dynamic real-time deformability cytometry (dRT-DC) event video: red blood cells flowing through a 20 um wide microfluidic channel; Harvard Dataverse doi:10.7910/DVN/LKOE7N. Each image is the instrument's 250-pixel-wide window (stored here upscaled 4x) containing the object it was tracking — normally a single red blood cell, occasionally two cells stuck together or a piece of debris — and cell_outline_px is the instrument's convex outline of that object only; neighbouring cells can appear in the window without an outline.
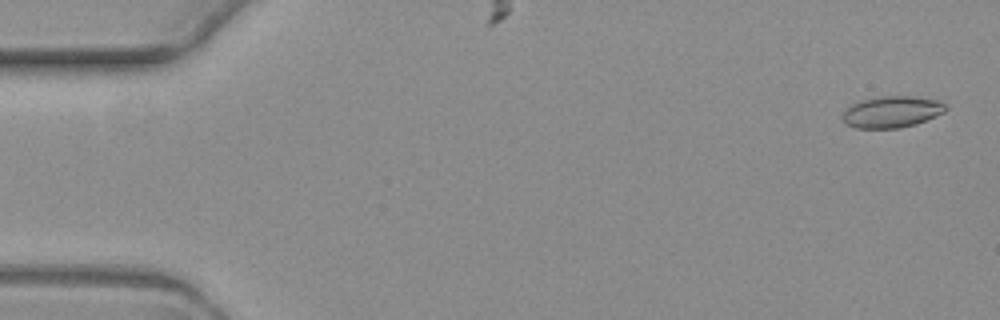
{"species": "common noctule bat (a hibernating species)", "species_latin": "Nyctalus noctula", "temperature_condition": "warm", "stored_images_in_passage": 5, "camera_frame_rate_fps": 3000, "um_per_image_px": 0.085, "animal": {"sex": "female", "body_mass_g": 19.3, "forearm_length_mm": 54.1}, "frame": {"image": 1, "passage_image": 1, "time_ms": 0.0, "image_size_px": [1000, 320], "cell_outline_px": [[948, 108], [944, 112], [916, 124], [900, 128], [856, 128], [844, 124], [840, 116], [852, 104], [864, 100], [880, 96], [912, 96], [936, 100], [944, 104]], "centroid_in_image_um": [75.77, 9.52], "position_along_channel_um": 9.2, "area_um2": 18.84}}
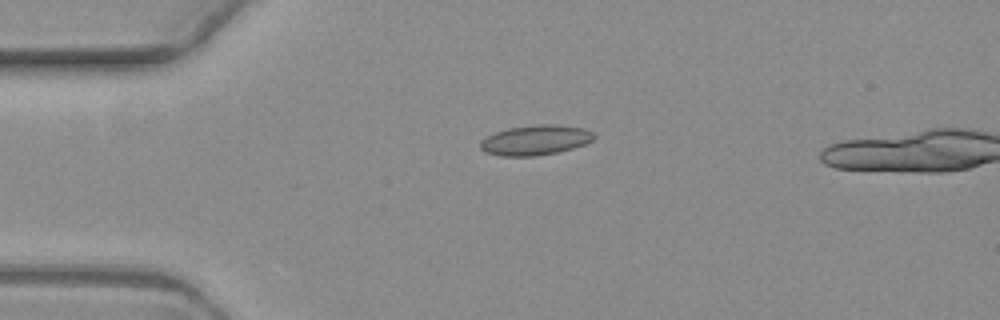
{"frame": {"image": 2, "passage_image": 4, "time_ms": 4.0, "image_size_px": [1000, 320], "cell_outline_px": [[596, 136], [592, 140], [584, 144], [572, 148], [556, 152], [536, 156], [500, 156], [484, 152], [480, 148], [480, 140], [484, 136], [508, 128], [540, 124], [556, 124], [584, 128], [592, 132]], "centroid_in_image_um": [45.47, 11.9], "position_along_channel_um": 39.5, "area_um2": 19.94}}